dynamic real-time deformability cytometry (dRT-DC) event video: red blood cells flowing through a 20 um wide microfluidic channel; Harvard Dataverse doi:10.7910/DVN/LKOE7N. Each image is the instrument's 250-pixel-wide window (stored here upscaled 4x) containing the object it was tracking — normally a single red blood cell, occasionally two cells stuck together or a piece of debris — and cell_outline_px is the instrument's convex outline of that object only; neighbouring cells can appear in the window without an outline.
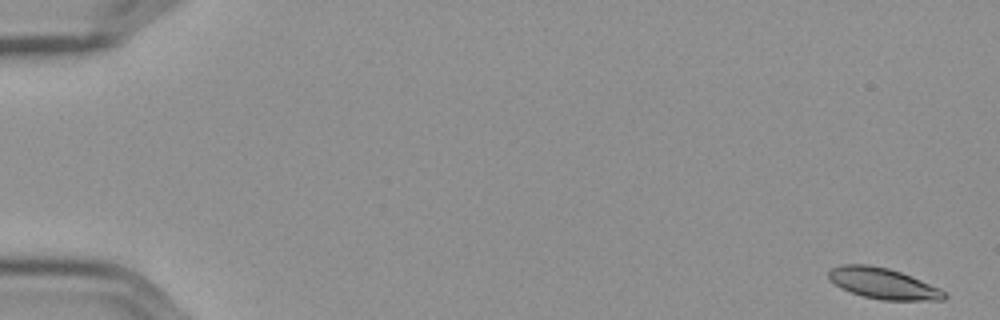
{"species": "Egyptian fruit bat (a non-hibernating species)", "species_latin": "Rousettus aegyptiacus", "temperature_condition": "cold", "stored_images_in_passage": 57, "camera_frame_rate_fps": 3000, "um_per_image_px": 0.085, "frame": {"image": 1, "passage_image": 1, "time_ms": 0.0, "image_size_px": [1000, 320], "cell_outline_px": [[948, 296], [944, 300], [884, 300], [864, 296], [840, 288], [828, 280], [828, 272], [832, 268], [840, 264], [868, 264], [888, 268], [912, 276], [940, 288]], "centroid_in_image_um": [75.05, 24.08], "position_along_channel_um": 10.0, "area_um2": 20.87}}
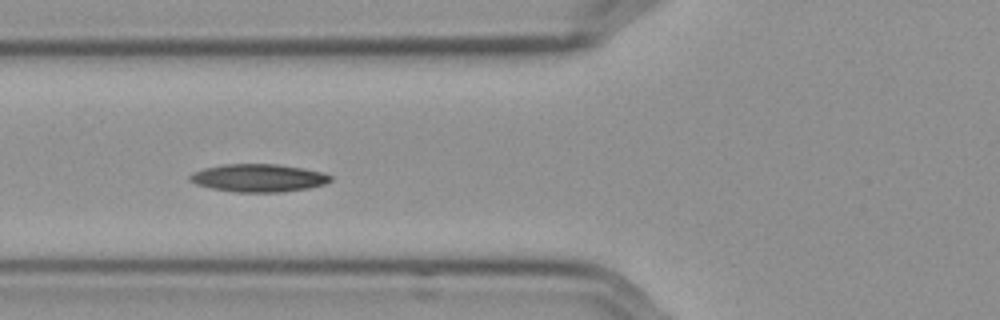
{"frame": {"image": 2, "passage_image": 22, "time_ms": 7.0, "image_size_px": [1000, 320], "cell_outline_px": [[332, 180], [324, 184], [308, 188], [284, 192], [236, 192], [212, 188], [196, 184], [188, 180], [188, 176], [192, 172], [204, 168], [224, 164], [276, 164], [304, 168], [324, 172], [332, 176]], "centroid_in_image_um": [21.97, 15.12], "position_along_channel_um": 103.8, "area_um2": 22.95}}
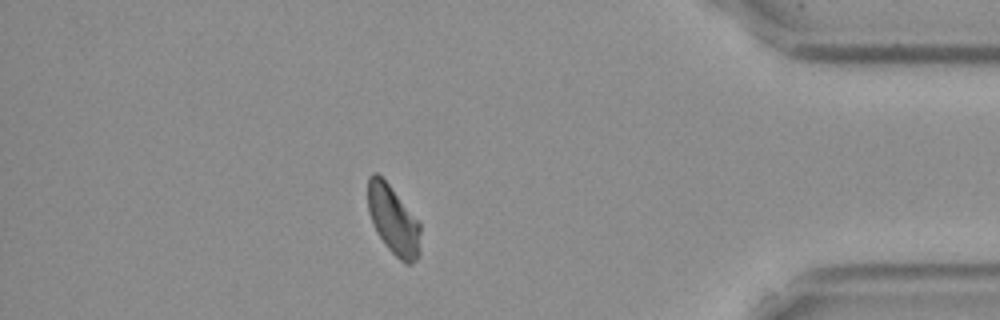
{"frame": {"image": 3, "passage_image": 50, "time_ms": 16.333, "image_size_px": [1000, 320], "cell_outline_px": [[420, 256], [412, 264], [408, 264], [400, 260], [384, 244], [368, 212], [368, 176], [372, 172], [376, 172], [388, 184], [420, 224]], "centroid_in_image_um": [33.44, 18.74], "position_along_channel_um": 401.8, "area_um2": 20.69}, "authors_computed_cell_mechanics": {"area_um2": 21.5016, "velocity_mm_per_s": 3.5607, "shape_relaxation_time_tau1_ms": null, "shape_relaxation_time_tau2_ms": 9.5475, "deformation_change_tau1": null, "deformation_change_tau2": 0.162}}